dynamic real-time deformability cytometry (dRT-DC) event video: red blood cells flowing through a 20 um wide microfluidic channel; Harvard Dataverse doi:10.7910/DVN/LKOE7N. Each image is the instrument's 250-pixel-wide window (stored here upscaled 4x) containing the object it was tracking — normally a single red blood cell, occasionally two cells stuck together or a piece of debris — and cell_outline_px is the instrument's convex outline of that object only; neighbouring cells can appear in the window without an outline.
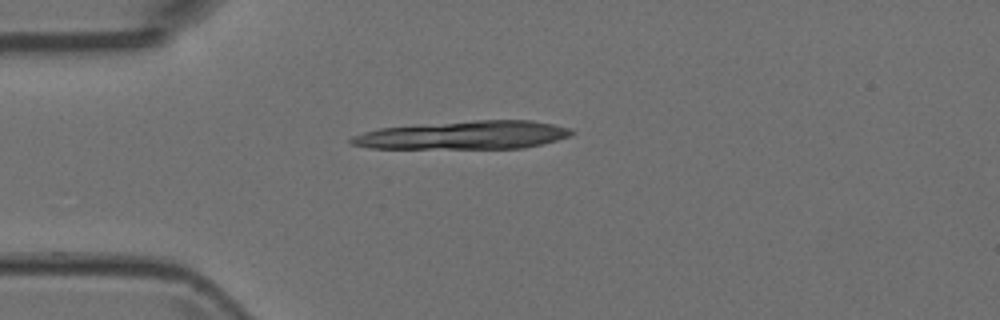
{"species": "Egyptian fruit bat (a non-hibernating species)", "species_latin": "Rousettus aegyptiacus", "temperature_condition": "room temperature", "stored_images_in_passage": 3, "camera_frame_rate_fps": 3000, "um_per_image_px": 0.085, "animal": {"sex": "female"}, "frame": {"image": 1, "passage_image": 1, "time_ms": 0.0, "image_size_px": [1000, 320], "cell_outline_px": [[576, 132], [572, 136], [524, 148], [372, 148], [348, 144], [348, 140], [352, 136], [364, 132], [380, 128], [476, 120], [532, 120], [572, 128]], "centroid_in_image_um": [39.46, 11.49], "position_along_channel_um": 45.5, "area_um2": 36.18}}
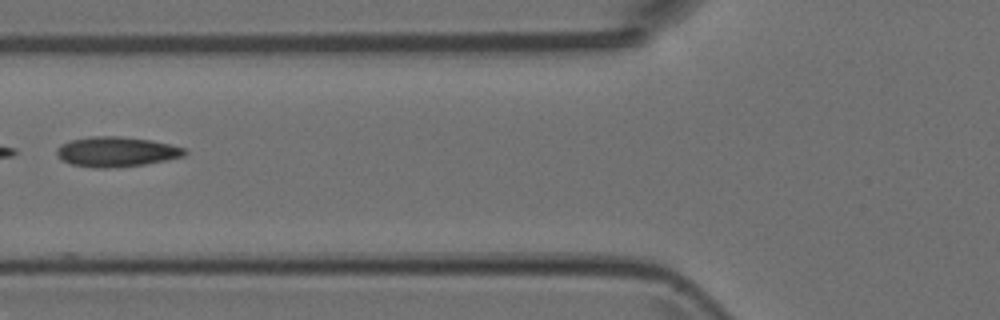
{"frame": {"image": 2, "passage_image": 3, "time_ms": 0.667, "image_size_px": [1000, 320], "cell_outline_px": [[188, 152], [184, 156], [144, 164], [108, 168], [96, 168], [72, 164], [64, 160], [56, 152], [56, 148], [60, 144], [72, 140], [92, 136], [120, 136], [152, 140], [184, 148]], "centroid_in_image_um": [9.89, 12.89], "position_along_channel_um": 115.9, "area_um2": 22.08}}